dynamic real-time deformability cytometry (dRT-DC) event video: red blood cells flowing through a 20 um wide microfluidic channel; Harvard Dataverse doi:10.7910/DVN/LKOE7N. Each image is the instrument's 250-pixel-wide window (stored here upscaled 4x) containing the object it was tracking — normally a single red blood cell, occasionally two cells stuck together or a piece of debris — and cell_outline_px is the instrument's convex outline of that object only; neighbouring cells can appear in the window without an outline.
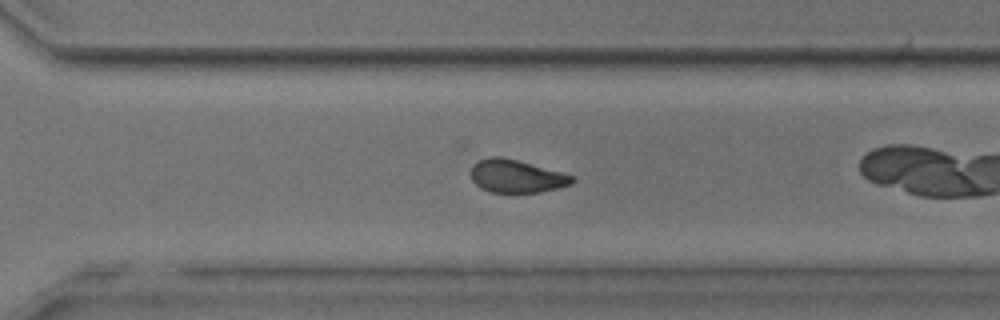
{"species": "common noctule bat (a hibernating species)", "species_latin": "Nyctalus noctula", "temperature_condition": "room temperature", "stored_images_in_passage": 34, "camera_frame_rate_fps": 3000, "um_per_image_px": 0.085, "animal": {"sex": "male", "body_mass_g": 17.9, "forearm_length_mm": 54.2}, "frame": {"image": 1, "passage_image": 29, "time_ms": 9.333, "image_size_px": [1000, 320], "cell_outline_px": [[576, 180], [572, 184], [540, 192], [492, 192], [480, 188], [472, 180], [472, 168], [480, 160], [492, 156], [500, 156], [520, 160], [576, 176]], "centroid_in_image_um": [43.95, 14.97], "position_along_channel_um": 326.6, "area_um2": 19.42}}